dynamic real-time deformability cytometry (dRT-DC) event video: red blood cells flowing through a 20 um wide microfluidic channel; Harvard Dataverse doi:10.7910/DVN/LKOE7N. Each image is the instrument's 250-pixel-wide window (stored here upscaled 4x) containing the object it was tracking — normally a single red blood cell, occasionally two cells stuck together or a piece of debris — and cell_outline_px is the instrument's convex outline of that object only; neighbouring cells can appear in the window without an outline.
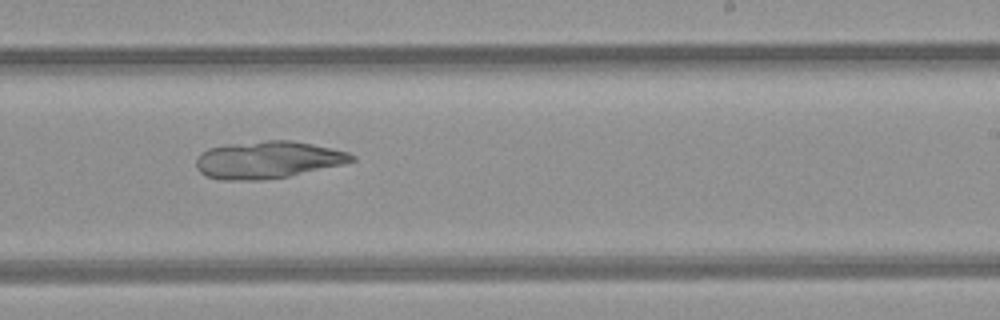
{"species": "common noctule bat (a hibernating species)", "species_latin": "Nyctalus noctula", "temperature_condition": "room temperature", "stored_images_in_passage": 9, "camera_frame_rate_fps": 3000, "um_per_image_px": 0.085, "animal": {"sex": "female", "body_mass_g": 21.9}, "frame": {"image": 1, "passage_image": 8, "time_ms": 9.0, "image_size_px": [1000, 320], "cell_outline_px": [[356, 160], [340, 164], [288, 176], [264, 180], [220, 180], [208, 176], [200, 172], [196, 168], [196, 160], [208, 148], [228, 144], [264, 140], [292, 140], [312, 144], [348, 152], [356, 156]], "centroid_in_image_um": [22.74, 13.58], "position_along_channel_um": 266.3, "area_um2": 33.47}}
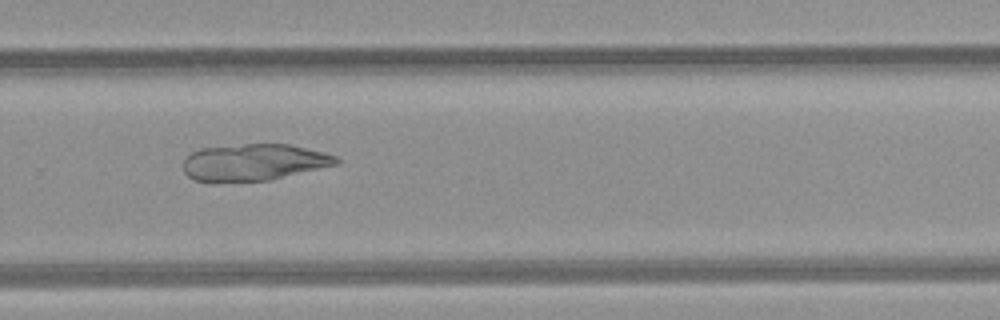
{"frame": {"image": 2, "passage_image": 9, "time_ms": 10.0, "image_size_px": [1000, 320], "cell_outline_px": [[340, 164], [268, 180], [216, 184], [212, 184], [196, 180], [188, 176], [184, 172], [184, 160], [192, 152], [200, 148], [244, 144], [288, 144], [324, 152], [336, 156], [340, 160]], "centroid_in_image_um": [21.55, 13.82], "position_along_channel_um": 308.2, "area_um2": 33.23}}